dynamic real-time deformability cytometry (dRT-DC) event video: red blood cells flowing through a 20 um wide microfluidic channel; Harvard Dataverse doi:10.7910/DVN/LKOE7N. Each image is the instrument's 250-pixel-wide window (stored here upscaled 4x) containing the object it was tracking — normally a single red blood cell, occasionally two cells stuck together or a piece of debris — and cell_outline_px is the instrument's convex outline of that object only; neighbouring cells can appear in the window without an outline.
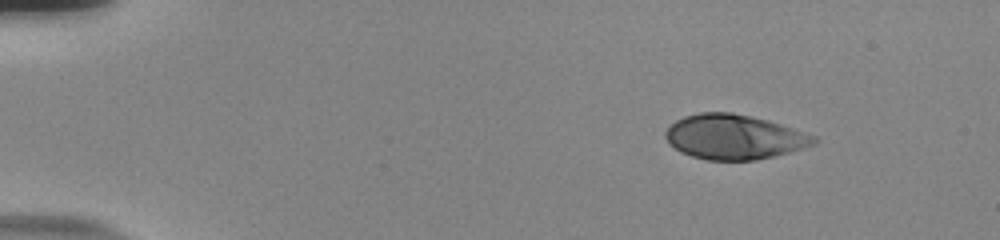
{"species": "human", "species_latin": "Homo sapiens", "temperature_condition": "room temperature", "stored_images_in_passage": 49, "camera_frame_rate_fps": 3000, "um_per_image_px": 0.085, "donor": {"sex": "male"}, "frame": {"image": 1, "passage_image": 1, "time_ms": 0.0, "image_size_px": [1000, 240], "cell_outline_px": [[820, 140], [816, 144], [788, 152], [756, 160], [708, 160], [692, 156], [680, 152], [668, 144], [664, 136], [664, 132], [676, 120], [684, 116], [700, 112], [732, 112], [752, 116], [768, 120], [816, 136]], "centroid_in_image_um": [62.38, 11.63], "position_along_channel_um": 22.6, "area_um2": 38.78}}
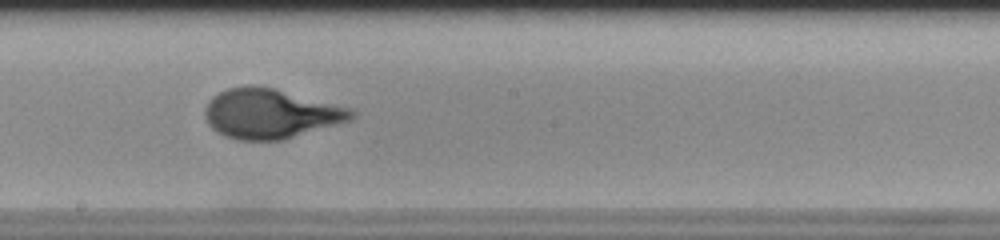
{"frame": {"image": 2, "passage_image": 26, "time_ms": 8.333, "image_size_px": [1000, 240], "cell_outline_px": [[356, 116], [348, 120], [280, 140], [236, 140], [224, 136], [216, 132], [208, 124], [204, 116], [204, 108], [208, 100], [212, 96], [228, 88], [244, 84], [252, 84], [272, 88], [352, 108], [356, 112]], "centroid_in_image_um": [22.91, 9.64], "position_along_channel_um": 225.3, "area_um2": 42.25}}
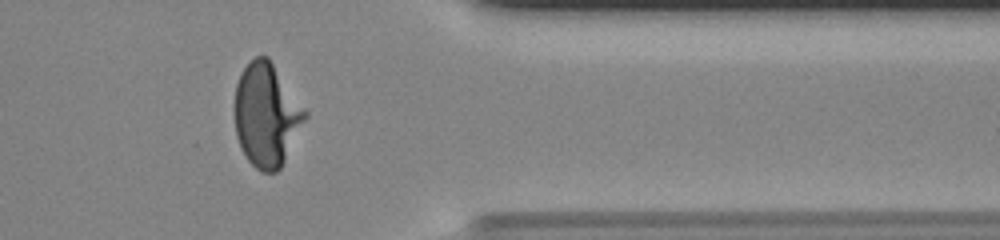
{"frame": {"image": 3, "passage_image": 40, "time_ms": 13.0, "image_size_px": [1000, 240], "cell_outline_px": [[308, 116], [280, 168], [276, 172], [260, 172], [248, 160], [240, 148], [236, 136], [232, 108], [236, 84], [240, 72], [256, 56], [268, 56], [308, 112]], "centroid_in_image_um": [22.62, 9.76], "position_along_channel_um": 388.8, "area_um2": 42.89}, "authors_computed_cell_mechanics": {"area_um2": 40.6912, "velocity_mm_per_s": 3.7308, "shape_relaxation_time_tau1_ms": 3.8109, "shape_relaxation_time_tau2_ms": null, "deformation_change_tau1": 0.1935, "deformation_change_tau2": null}}